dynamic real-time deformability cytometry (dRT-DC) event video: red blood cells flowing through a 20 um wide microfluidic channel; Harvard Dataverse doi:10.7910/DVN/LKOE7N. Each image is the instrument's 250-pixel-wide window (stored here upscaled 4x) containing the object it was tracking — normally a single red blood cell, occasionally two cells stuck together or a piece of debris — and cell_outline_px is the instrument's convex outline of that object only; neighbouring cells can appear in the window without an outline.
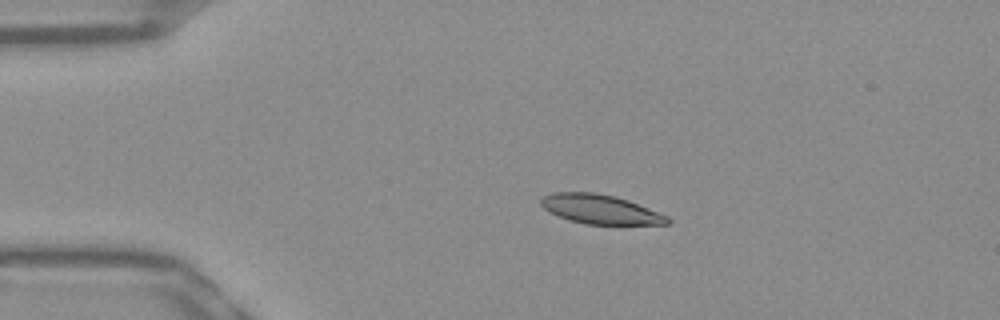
{"species": "Egyptian fruit bat (a non-hibernating species)", "species_latin": "Rousettus aegyptiacus", "temperature_condition": "warm", "stored_images_in_passage": 42, "camera_frame_rate_fps": 3000, "um_per_image_px": 0.085, "frame": {"image": 1, "passage_image": 1, "time_ms": 0.0, "image_size_px": [1000, 320], "cell_outline_px": [[672, 220], [668, 224], [584, 224], [560, 216], [544, 208], [540, 204], [540, 200], [544, 196], [552, 192], [596, 192], [616, 196], [628, 200], [668, 216]], "centroid_in_image_um": [51.04, 17.77], "position_along_channel_um": 34.0, "area_um2": 21.39}}
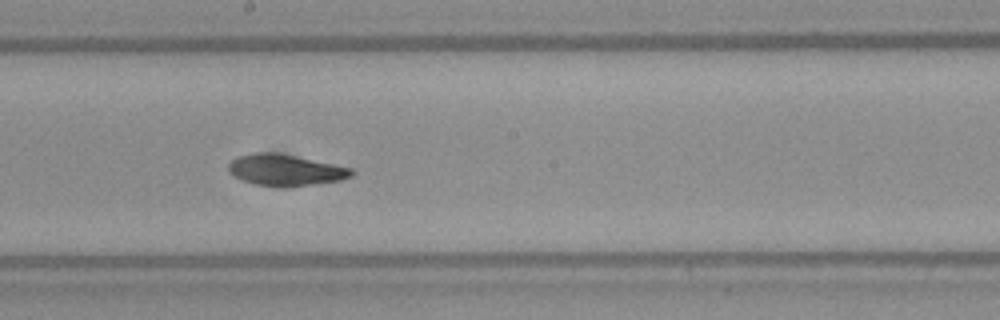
{"frame": {"image": 2, "passage_image": 19, "time_ms": 6.0, "image_size_px": [1000, 320], "cell_outline_px": [[356, 172], [352, 176], [340, 180], [316, 184], [256, 184], [240, 180], [232, 176], [228, 172], [228, 164], [236, 156], [252, 152], [276, 152], [296, 156], [352, 168]], "centroid_in_image_um": [24.22, 14.41], "position_along_channel_um": 224.0, "area_um2": 22.02}}
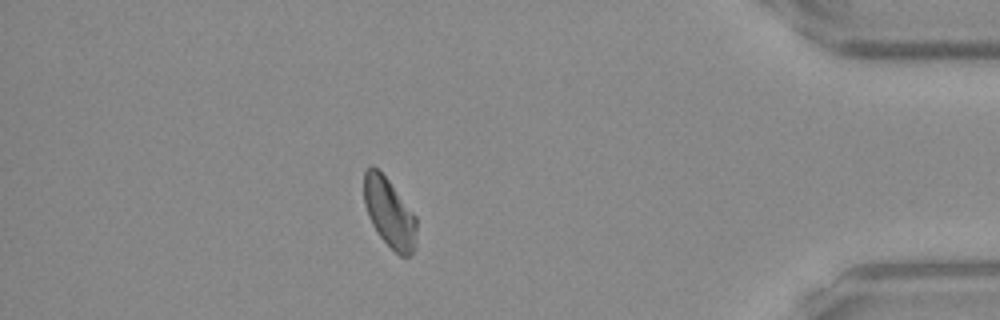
{"frame": {"image": 3, "passage_image": 36, "time_ms": 11.667, "image_size_px": [1000, 320], "cell_outline_px": [[416, 248], [408, 256], [400, 256], [380, 236], [372, 224], [368, 216], [364, 204], [364, 172], [372, 164], [388, 180], [416, 216]], "centroid_in_image_um": [33.1, 18.1], "position_along_channel_um": 402.1, "area_um2": 20.98}, "authors_computed_cell_mechanics": {"area_um2": 21.9929, "velocity_mm_per_s": 3.8931, "shape_relaxation_time_tau1_ms": 5.885, "shape_relaxation_time_tau2_ms": 4.7907, "deformation_change_tau1": 0.1478, "deformation_change_tau2": 0.0952}}